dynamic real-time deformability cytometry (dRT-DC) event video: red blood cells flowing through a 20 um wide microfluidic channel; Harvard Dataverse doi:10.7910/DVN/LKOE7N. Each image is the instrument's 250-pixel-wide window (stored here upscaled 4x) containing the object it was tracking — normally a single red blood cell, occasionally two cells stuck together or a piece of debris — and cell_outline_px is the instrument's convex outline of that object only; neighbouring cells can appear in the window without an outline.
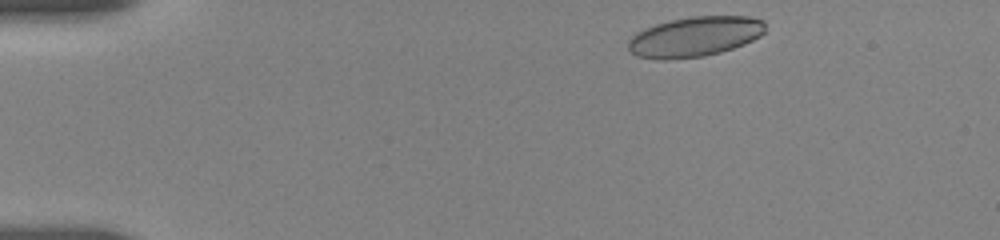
{"species": "human", "species_latin": "Homo sapiens", "temperature_condition": "room temperature", "stored_images_in_passage": 45, "camera_frame_rate_fps": 3000, "um_per_image_px": 0.085, "donor": {"sex": "female"}, "frame": {"image": 1, "passage_image": 1, "time_ms": 0.0, "image_size_px": [1000, 240], "cell_outline_px": [[764, 32], [760, 36], [744, 44], [720, 52], [704, 56], [668, 60], [656, 60], [636, 56], [628, 48], [628, 40], [636, 32], [644, 28], [656, 24], [672, 20], [692, 16], [748, 16], [764, 20]], "centroid_in_image_um": [59.03, 3.12], "position_along_channel_um": 26.0, "area_um2": 32.08}}
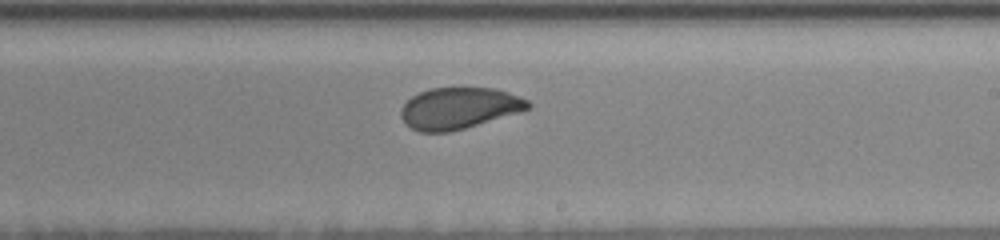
{"frame": {"image": 2, "passage_image": 20, "time_ms": 8.333, "image_size_px": [1000, 240], "cell_outline_px": [[532, 104], [524, 112], [464, 128], [448, 132], [420, 132], [404, 124], [400, 116], [400, 108], [412, 96], [420, 92], [432, 88], [496, 88], [508, 92], [528, 100]], "centroid_in_image_um": [39.03, 9.2], "position_along_channel_um": 250.0, "area_um2": 30.87}}
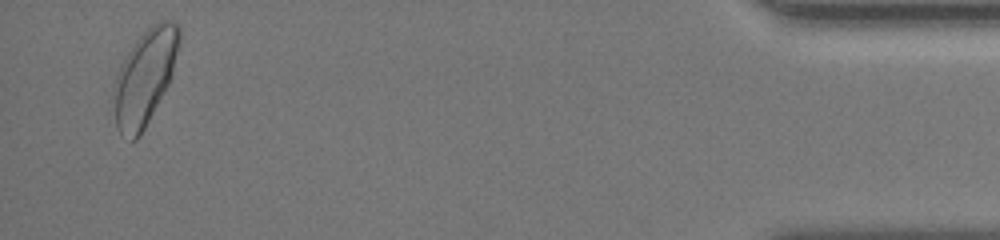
{"frame": {"image": 3, "passage_image": 44, "time_ms": 15.0, "image_size_px": [1000, 240], "cell_outline_px": [[180, 40], [172, 72], [168, 84], [164, 92], [140, 136], [136, 140], [132, 140], [120, 136], [116, 128], [112, 88], [120, 68], [128, 52], [140, 36], [156, 20], [172, 20], [180, 24]], "centroid_in_image_um": [12.3, 6.57], "position_along_channel_um": 422.9, "area_um2": 36.13}, "authors_computed_cell_mechanics": {"area_um2": 31.9056, "velocity_mm_per_s": 3.6447, "shape_relaxation_time_tau1_ms": 3.077, "shape_relaxation_time_tau2_ms": 0.8363, "deformation_change_tau1": 0.0957, "deformation_change_tau2": 0.0448}}